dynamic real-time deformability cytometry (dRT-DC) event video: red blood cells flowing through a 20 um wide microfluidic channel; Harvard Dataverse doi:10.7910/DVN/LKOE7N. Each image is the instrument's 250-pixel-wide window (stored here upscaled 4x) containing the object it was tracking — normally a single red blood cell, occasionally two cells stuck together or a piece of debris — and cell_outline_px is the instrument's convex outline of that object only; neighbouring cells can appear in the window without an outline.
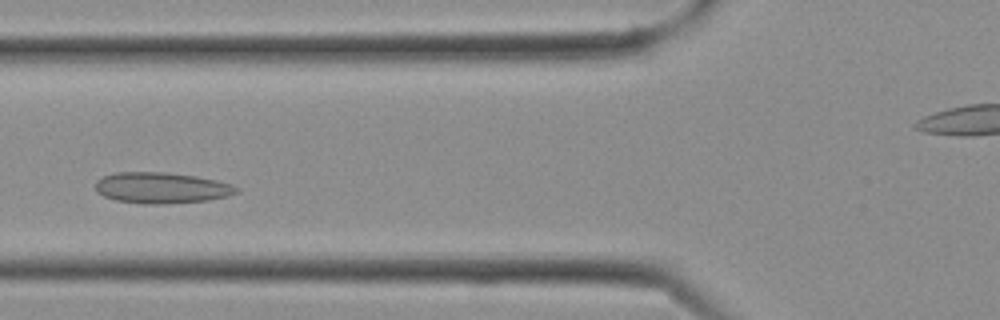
{"species": "Egyptian fruit bat (a non-hibernating species)", "species_latin": "Rousettus aegyptiacus", "temperature_condition": "cold", "stored_images_in_passage": 11, "camera_frame_rate_fps": 3000, "um_per_image_px": 0.085, "frame": {"image": 1, "passage_image": 8, "time_ms": 2.333, "image_size_px": [1000, 320], "cell_outline_px": [[240, 192], [228, 196], [208, 200], [156, 204], [144, 204], [116, 200], [104, 196], [96, 192], [96, 180], [104, 176], [116, 172], [164, 172], [196, 176], [216, 180], [232, 184], [240, 188]], "centroid_in_image_um": [13.75, 15.96], "position_along_channel_um": 112.1, "area_um2": 25.49}}
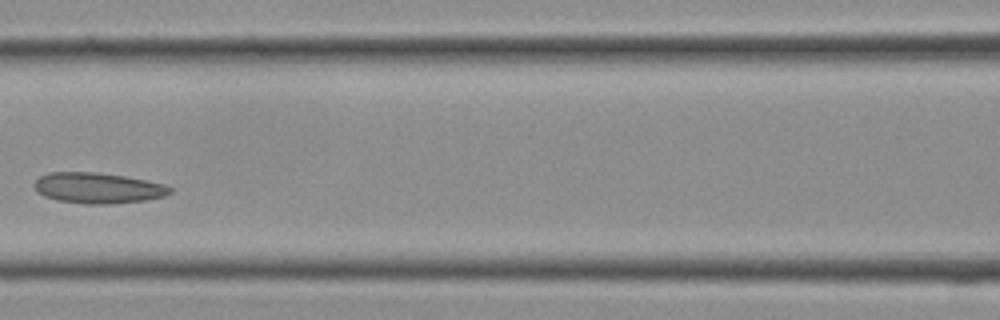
{"frame": {"image": 2, "passage_image": 10, "time_ms": 3.0, "image_size_px": [1000, 320], "cell_outline_px": [[172, 192], [164, 196], [144, 200], [112, 204], [84, 204], [56, 200], [44, 196], [36, 192], [32, 184], [40, 176], [48, 172], [96, 172], [124, 176], [164, 184], [172, 188]], "centroid_in_image_um": [8.27, 15.98], "position_along_channel_um": 158.3, "area_um2": 24.39}}